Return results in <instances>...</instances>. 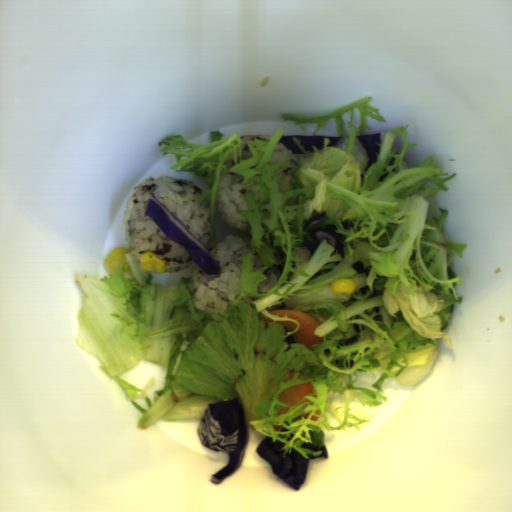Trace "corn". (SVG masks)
<instances>
[{
    "label": "corn",
    "mask_w": 512,
    "mask_h": 512,
    "mask_svg": "<svg viewBox=\"0 0 512 512\" xmlns=\"http://www.w3.org/2000/svg\"><path fill=\"white\" fill-rule=\"evenodd\" d=\"M331 290L334 296L340 293L351 294L357 287L356 282L351 277L338 278L331 282Z\"/></svg>",
    "instance_id": "5cfa1b94"
},
{
    "label": "corn",
    "mask_w": 512,
    "mask_h": 512,
    "mask_svg": "<svg viewBox=\"0 0 512 512\" xmlns=\"http://www.w3.org/2000/svg\"><path fill=\"white\" fill-rule=\"evenodd\" d=\"M140 265L143 270L148 272L163 274L167 270L166 261L159 258L154 252H146L140 256Z\"/></svg>",
    "instance_id": "f1292c28"
},
{
    "label": "corn",
    "mask_w": 512,
    "mask_h": 512,
    "mask_svg": "<svg viewBox=\"0 0 512 512\" xmlns=\"http://www.w3.org/2000/svg\"><path fill=\"white\" fill-rule=\"evenodd\" d=\"M130 253L129 250L122 248V247H116L113 248L108 257L104 260L103 264L104 267L110 271V272H117L119 267L125 263V266L123 268V272H127L131 269L125 255Z\"/></svg>",
    "instance_id": "51d56268"
}]
</instances>
